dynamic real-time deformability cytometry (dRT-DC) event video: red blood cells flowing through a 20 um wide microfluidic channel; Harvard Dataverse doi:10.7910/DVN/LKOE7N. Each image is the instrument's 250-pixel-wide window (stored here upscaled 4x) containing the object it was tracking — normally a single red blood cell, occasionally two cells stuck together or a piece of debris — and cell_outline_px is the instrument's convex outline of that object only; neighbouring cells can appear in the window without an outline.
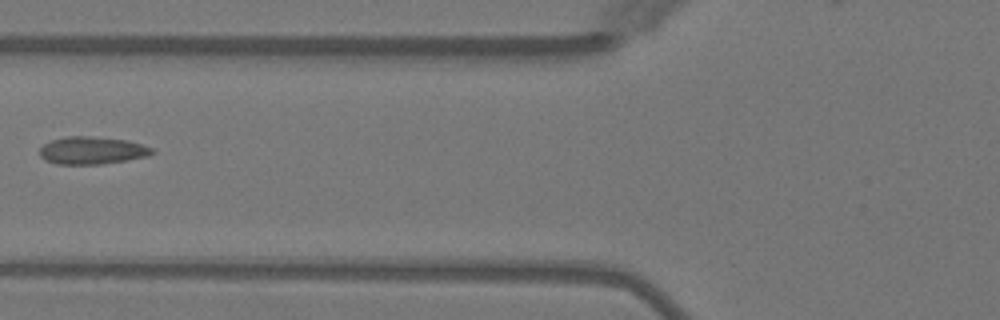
{"species": "Egyptian fruit bat (a non-hibernating species)", "species_latin": "Rousettus aegyptiacus", "temperature_condition": "warm", "stored_images_in_passage": 7, "camera_frame_rate_fps": 3000, "um_per_image_px": 0.085, "animal": {"sex": "female"}, "frame": {"image": 1, "passage_image": 6, "time_ms": 6.0, "image_size_px": [1000, 320], "cell_outline_px": [[156, 152], [148, 156], [128, 160], [104, 164], [56, 164], [44, 160], [40, 156], [40, 148], [44, 144], [52, 140], [68, 136], [92, 136], [128, 140], [152, 148]], "centroid_in_image_um": [7.83, 12.79], "position_along_channel_um": 118.0, "area_um2": 18.15}}
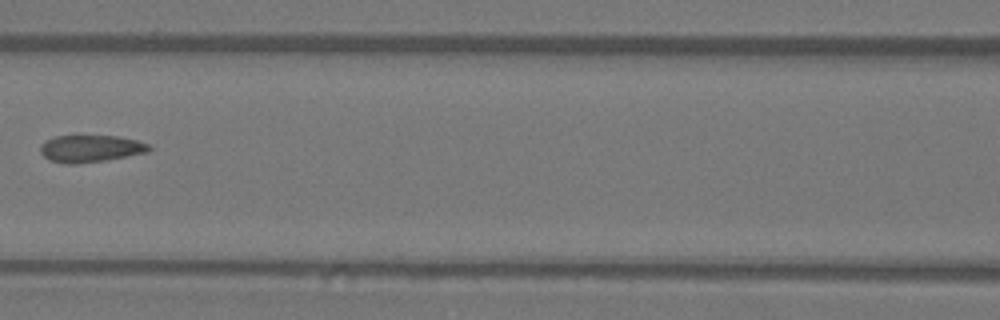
{"frame": {"image": 2, "passage_image": 7, "time_ms": 7.0, "image_size_px": [1000, 320], "cell_outline_px": [[152, 148], [148, 152], [108, 160], [76, 164], [68, 164], [48, 160], [40, 152], [40, 144], [44, 140], [56, 136], [116, 136], [136, 140], [148, 144]], "centroid_in_image_um": [7.67, 12.64], "position_along_channel_um": 158.9, "area_um2": 17.28}}